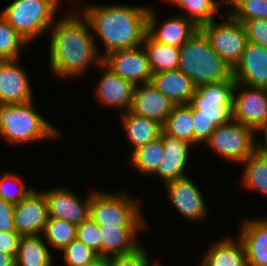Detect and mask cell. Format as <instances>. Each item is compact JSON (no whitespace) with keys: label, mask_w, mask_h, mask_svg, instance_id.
<instances>
[{"label":"cell","mask_w":267,"mask_h":266,"mask_svg":"<svg viewBox=\"0 0 267 266\" xmlns=\"http://www.w3.org/2000/svg\"><path fill=\"white\" fill-rule=\"evenodd\" d=\"M50 29L49 63L56 76L74 79L85 74L92 64L102 63L99 46L82 12H68L55 20Z\"/></svg>","instance_id":"1"},{"label":"cell","mask_w":267,"mask_h":266,"mask_svg":"<svg viewBox=\"0 0 267 266\" xmlns=\"http://www.w3.org/2000/svg\"><path fill=\"white\" fill-rule=\"evenodd\" d=\"M87 18L92 33L100 37L105 51L141 46L147 34L149 7L124 4L86 5L80 10Z\"/></svg>","instance_id":"2"},{"label":"cell","mask_w":267,"mask_h":266,"mask_svg":"<svg viewBox=\"0 0 267 266\" xmlns=\"http://www.w3.org/2000/svg\"><path fill=\"white\" fill-rule=\"evenodd\" d=\"M24 104H0V136L12 145L57 139L59 129L50 124L34 107Z\"/></svg>","instance_id":"3"},{"label":"cell","mask_w":267,"mask_h":266,"mask_svg":"<svg viewBox=\"0 0 267 266\" xmlns=\"http://www.w3.org/2000/svg\"><path fill=\"white\" fill-rule=\"evenodd\" d=\"M178 69L196 87L221 82L233 75V70L211 48L208 39L199 29L180 47Z\"/></svg>","instance_id":"4"},{"label":"cell","mask_w":267,"mask_h":266,"mask_svg":"<svg viewBox=\"0 0 267 266\" xmlns=\"http://www.w3.org/2000/svg\"><path fill=\"white\" fill-rule=\"evenodd\" d=\"M59 3L60 0H14L0 15L29 43L50 29Z\"/></svg>","instance_id":"5"},{"label":"cell","mask_w":267,"mask_h":266,"mask_svg":"<svg viewBox=\"0 0 267 266\" xmlns=\"http://www.w3.org/2000/svg\"><path fill=\"white\" fill-rule=\"evenodd\" d=\"M89 217L98 226H146L138 200L125 193L91 191Z\"/></svg>","instance_id":"6"},{"label":"cell","mask_w":267,"mask_h":266,"mask_svg":"<svg viewBox=\"0 0 267 266\" xmlns=\"http://www.w3.org/2000/svg\"><path fill=\"white\" fill-rule=\"evenodd\" d=\"M233 75L224 81L203 84L196 87L190 100L193 116H206L217 126L232 120L234 90Z\"/></svg>","instance_id":"7"},{"label":"cell","mask_w":267,"mask_h":266,"mask_svg":"<svg viewBox=\"0 0 267 266\" xmlns=\"http://www.w3.org/2000/svg\"><path fill=\"white\" fill-rule=\"evenodd\" d=\"M219 17L223 20L222 22L216 23L214 19L201 25L199 30L208 39L211 48L233 70L240 62L242 53L248 43L246 30L243 23L235 20L228 12L219 15Z\"/></svg>","instance_id":"8"},{"label":"cell","mask_w":267,"mask_h":266,"mask_svg":"<svg viewBox=\"0 0 267 266\" xmlns=\"http://www.w3.org/2000/svg\"><path fill=\"white\" fill-rule=\"evenodd\" d=\"M255 136L256 132L251 127L231 120L217 126L205 144L220 157L242 163L255 151Z\"/></svg>","instance_id":"9"},{"label":"cell","mask_w":267,"mask_h":266,"mask_svg":"<svg viewBox=\"0 0 267 266\" xmlns=\"http://www.w3.org/2000/svg\"><path fill=\"white\" fill-rule=\"evenodd\" d=\"M102 63L134 86L151 82L152 71L144 47L113 50L102 57Z\"/></svg>","instance_id":"10"},{"label":"cell","mask_w":267,"mask_h":266,"mask_svg":"<svg viewBox=\"0 0 267 266\" xmlns=\"http://www.w3.org/2000/svg\"><path fill=\"white\" fill-rule=\"evenodd\" d=\"M232 120L256 131L267 122V88L236 83Z\"/></svg>","instance_id":"11"},{"label":"cell","mask_w":267,"mask_h":266,"mask_svg":"<svg viewBox=\"0 0 267 266\" xmlns=\"http://www.w3.org/2000/svg\"><path fill=\"white\" fill-rule=\"evenodd\" d=\"M169 200L185 219L201 221L208 217V208L203 193L189 176L165 184Z\"/></svg>","instance_id":"12"},{"label":"cell","mask_w":267,"mask_h":266,"mask_svg":"<svg viewBox=\"0 0 267 266\" xmlns=\"http://www.w3.org/2000/svg\"><path fill=\"white\" fill-rule=\"evenodd\" d=\"M42 192L47 202L48 218L69 221L77 226L89 217L91 192L84 201L67 187L43 189Z\"/></svg>","instance_id":"13"},{"label":"cell","mask_w":267,"mask_h":266,"mask_svg":"<svg viewBox=\"0 0 267 266\" xmlns=\"http://www.w3.org/2000/svg\"><path fill=\"white\" fill-rule=\"evenodd\" d=\"M48 220V209L42 191L33 190L15 204L14 223L20 236L42 235Z\"/></svg>","instance_id":"14"},{"label":"cell","mask_w":267,"mask_h":266,"mask_svg":"<svg viewBox=\"0 0 267 266\" xmlns=\"http://www.w3.org/2000/svg\"><path fill=\"white\" fill-rule=\"evenodd\" d=\"M149 6L147 34L156 42L180 48L199 29L183 15L170 17L159 24L155 9ZM159 24V25H158Z\"/></svg>","instance_id":"15"},{"label":"cell","mask_w":267,"mask_h":266,"mask_svg":"<svg viewBox=\"0 0 267 266\" xmlns=\"http://www.w3.org/2000/svg\"><path fill=\"white\" fill-rule=\"evenodd\" d=\"M18 60H0V104H24L33 100L25 69Z\"/></svg>","instance_id":"16"},{"label":"cell","mask_w":267,"mask_h":266,"mask_svg":"<svg viewBox=\"0 0 267 266\" xmlns=\"http://www.w3.org/2000/svg\"><path fill=\"white\" fill-rule=\"evenodd\" d=\"M103 68V74L96 84L95 97L100 105L122 109L121 112L129 111L132 104L134 85L123 79L106 67L103 63L98 66Z\"/></svg>","instance_id":"17"},{"label":"cell","mask_w":267,"mask_h":266,"mask_svg":"<svg viewBox=\"0 0 267 266\" xmlns=\"http://www.w3.org/2000/svg\"><path fill=\"white\" fill-rule=\"evenodd\" d=\"M233 78L236 83L267 88V48L248 41Z\"/></svg>","instance_id":"18"},{"label":"cell","mask_w":267,"mask_h":266,"mask_svg":"<svg viewBox=\"0 0 267 266\" xmlns=\"http://www.w3.org/2000/svg\"><path fill=\"white\" fill-rule=\"evenodd\" d=\"M164 157L157 170L152 175H157L163 183L187 177L185 169L189 159V149L192 144L185 140L170 136L162 131ZM190 147V148H189Z\"/></svg>","instance_id":"19"},{"label":"cell","mask_w":267,"mask_h":266,"mask_svg":"<svg viewBox=\"0 0 267 266\" xmlns=\"http://www.w3.org/2000/svg\"><path fill=\"white\" fill-rule=\"evenodd\" d=\"M174 104L151 83L136 85L130 111L164 124Z\"/></svg>","instance_id":"20"},{"label":"cell","mask_w":267,"mask_h":266,"mask_svg":"<svg viewBox=\"0 0 267 266\" xmlns=\"http://www.w3.org/2000/svg\"><path fill=\"white\" fill-rule=\"evenodd\" d=\"M237 235L244 247L247 266H267V218L243 221Z\"/></svg>","instance_id":"21"},{"label":"cell","mask_w":267,"mask_h":266,"mask_svg":"<svg viewBox=\"0 0 267 266\" xmlns=\"http://www.w3.org/2000/svg\"><path fill=\"white\" fill-rule=\"evenodd\" d=\"M151 83L174 105L189 104L196 90L193 81L179 69L155 73Z\"/></svg>","instance_id":"22"},{"label":"cell","mask_w":267,"mask_h":266,"mask_svg":"<svg viewBox=\"0 0 267 266\" xmlns=\"http://www.w3.org/2000/svg\"><path fill=\"white\" fill-rule=\"evenodd\" d=\"M146 226H99L102 257L125 254L141 246L136 235ZM140 244V245H139Z\"/></svg>","instance_id":"23"},{"label":"cell","mask_w":267,"mask_h":266,"mask_svg":"<svg viewBox=\"0 0 267 266\" xmlns=\"http://www.w3.org/2000/svg\"><path fill=\"white\" fill-rule=\"evenodd\" d=\"M201 266H247L246 254L240 238H224L205 252Z\"/></svg>","instance_id":"24"},{"label":"cell","mask_w":267,"mask_h":266,"mask_svg":"<svg viewBox=\"0 0 267 266\" xmlns=\"http://www.w3.org/2000/svg\"><path fill=\"white\" fill-rule=\"evenodd\" d=\"M120 116L122 128L126 132L128 142L132 144V151L161 136L162 124L155 120L137 115L130 110L122 112Z\"/></svg>","instance_id":"25"},{"label":"cell","mask_w":267,"mask_h":266,"mask_svg":"<svg viewBox=\"0 0 267 266\" xmlns=\"http://www.w3.org/2000/svg\"><path fill=\"white\" fill-rule=\"evenodd\" d=\"M52 257L41 235L20 236L16 266H52Z\"/></svg>","instance_id":"26"},{"label":"cell","mask_w":267,"mask_h":266,"mask_svg":"<svg viewBox=\"0 0 267 266\" xmlns=\"http://www.w3.org/2000/svg\"><path fill=\"white\" fill-rule=\"evenodd\" d=\"M142 46L147 52L153 74L178 69L180 48L156 42L148 34L145 35Z\"/></svg>","instance_id":"27"},{"label":"cell","mask_w":267,"mask_h":266,"mask_svg":"<svg viewBox=\"0 0 267 266\" xmlns=\"http://www.w3.org/2000/svg\"><path fill=\"white\" fill-rule=\"evenodd\" d=\"M241 164H244L241 186L267 196V157L255 150Z\"/></svg>","instance_id":"28"},{"label":"cell","mask_w":267,"mask_h":266,"mask_svg":"<svg viewBox=\"0 0 267 266\" xmlns=\"http://www.w3.org/2000/svg\"><path fill=\"white\" fill-rule=\"evenodd\" d=\"M162 133L159 138L140 146L131 152L128 164L134 167L140 174L150 175L157 170L164 157Z\"/></svg>","instance_id":"29"},{"label":"cell","mask_w":267,"mask_h":266,"mask_svg":"<svg viewBox=\"0 0 267 266\" xmlns=\"http://www.w3.org/2000/svg\"><path fill=\"white\" fill-rule=\"evenodd\" d=\"M163 132L193 145V115L189 104L174 105L162 125Z\"/></svg>","instance_id":"30"},{"label":"cell","mask_w":267,"mask_h":266,"mask_svg":"<svg viewBox=\"0 0 267 266\" xmlns=\"http://www.w3.org/2000/svg\"><path fill=\"white\" fill-rule=\"evenodd\" d=\"M220 6L216 0H181L176 5L186 13L184 17L191 20L198 28L216 19V14L221 16L218 11Z\"/></svg>","instance_id":"31"},{"label":"cell","mask_w":267,"mask_h":266,"mask_svg":"<svg viewBox=\"0 0 267 266\" xmlns=\"http://www.w3.org/2000/svg\"><path fill=\"white\" fill-rule=\"evenodd\" d=\"M77 226L69 221L48 218L47 224L43 230V237L50 248H56L60 252L76 238Z\"/></svg>","instance_id":"32"},{"label":"cell","mask_w":267,"mask_h":266,"mask_svg":"<svg viewBox=\"0 0 267 266\" xmlns=\"http://www.w3.org/2000/svg\"><path fill=\"white\" fill-rule=\"evenodd\" d=\"M23 37L0 15V60L20 59V50L29 45Z\"/></svg>","instance_id":"33"},{"label":"cell","mask_w":267,"mask_h":266,"mask_svg":"<svg viewBox=\"0 0 267 266\" xmlns=\"http://www.w3.org/2000/svg\"><path fill=\"white\" fill-rule=\"evenodd\" d=\"M229 10V14L239 22L267 19V0H236Z\"/></svg>","instance_id":"34"},{"label":"cell","mask_w":267,"mask_h":266,"mask_svg":"<svg viewBox=\"0 0 267 266\" xmlns=\"http://www.w3.org/2000/svg\"><path fill=\"white\" fill-rule=\"evenodd\" d=\"M12 184H15L17 188L14 186L15 189H12ZM33 190L32 187H27L25 183L22 182V179L15 174L6 171L5 173L0 174V198L6 202L14 205L18 204Z\"/></svg>","instance_id":"35"},{"label":"cell","mask_w":267,"mask_h":266,"mask_svg":"<svg viewBox=\"0 0 267 266\" xmlns=\"http://www.w3.org/2000/svg\"><path fill=\"white\" fill-rule=\"evenodd\" d=\"M63 258L67 266H87L99 258V255L75 238L63 250Z\"/></svg>","instance_id":"36"},{"label":"cell","mask_w":267,"mask_h":266,"mask_svg":"<svg viewBox=\"0 0 267 266\" xmlns=\"http://www.w3.org/2000/svg\"><path fill=\"white\" fill-rule=\"evenodd\" d=\"M76 238L102 257V239L99 226L88 217L77 225Z\"/></svg>","instance_id":"37"},{"label":"cell","mask_w":267,"mask_h":266,"mask_svg":"<svg viewBox=\"0 0 267 266\" xmlns=\"http://www.w3.org/2000/svg\"><path fill=\"white\" fill-rule=\"evenodd\" d=\"M144 247L141 245L132 252L107 257V264L108 266H151L153 261H150V256ZM154 265L160 266L159 262Z\"/></svg>","instance_id":"38"},{"label":"cell","mask_w":267,"mask_h":266,"mask_svg":"<svg viewBox=\"0 0 267 266\" xmlns=\"http://www.w3.org/2000/svg\"><path fill=\"white\" fill-rule=\"evenodd\" d=\"M242 23L248 41L267 48V19H250Z\"/></svg>","instance_id":"39"},{"label":"cell","mask_w":267,"mask_h":266,"mask_svg":"<svg viewBox=\"0 0 267 266\" xmlns=\"http://www.w3.org/2000/svg\"><path fill=\"white\" fill-rule=\"evenodd\" d=\"M217 125L206 116H193V146L206 143Z\"/></svg>","instance_id":"40"},{"label":"cell","mask_w":267,"mask_h":266,"mask_svg":"<svg viewBox=\"0 0 267 266\" xmlns=\"http://www.w3.org/2000/svg\"><path fill=\"white\" fill-rule=\"evenodd\" d=\"M14 208V204L0 198V232L16 231Z\"/></svg>","instance_id":"41"},{"label":"cell","mask_w":267,"mask_h":266,"mask_svg":"<svg viewBox=\"0 0 267 266\" xmlns=\"http://www.w3.org/2000/svg\"><path fill=\"white\" fill-rule=\"evenodd\" d=\"M20 235L16 231L0 232V252L13 255L18 252Z\"/></svg>","instance_id":"42"},{"label":"cell","mask_w":267,"mask_h":266,"mask_svg":"<svg viewBox=\"0 0 267 266\" xmlns=\"http://www.w3.org/2000/svg\"><path fill=\"white\" fill-rule=\"evenodd\" d=\"M259 133L262 132V134L264 133V143L261 144L260 142L257 143V141H255V150L260 153L261 155H264L267 157V122L262 124L255 132Z\"/></svg>","instance_id":"43"},{"label":"cell","mask_w":267,"mask_h":266,"mask_svg":"<svg viewBox=\"0 0 267 266\" xmlns=\"http://www.w3.org/2000/svg\"><path fill=\"white\" fill-rule=\"evenodd\" d=\"M0 266H16L15 257L13 255L0 252Z\"/></svg>","instance_id":"44"},{"label":"cell","mask_w":267,"mask_h":266,"mask_svg":"<svg viewBox=\"0 0 267 266\" xmlns=\"http://www.w3.org/2000/svg\"><path fill=\"white\" fill-rule=\"evenodd\" d=\"M87 266H108L107 257H99L93 263L88 264Z\"/></svg>","instance_id":"45"},{"label":"cell","mask_w":267,"mask_h":266,"mask_svg":"<svg viewBox=\"0 0 267 266\" xmlns=\"http://www.w3.org/2000/svg\"><path fill=\"white\" fill-rule=\"evenodd\" d=\"M236 0H221L219 1V4L221 6H224L225 4L228 6H231Z\"/></svg>","instance_id":"46"},{"label":"cell","mask_w":267,"mask_h":266,"mask_svg":"<svg viewBox=\"0 0 267 266\" xmlns=\"http://www.w3.org/2000/svg\"><path fill=\"white\" fill-rule=\"evenodd\" d=\"M166 1H168V3L170 2L171 4L176 6L181 0H166ZM164 2H165V0H164Z\"/></svg>","instance_id":"47"}]
</instances>
